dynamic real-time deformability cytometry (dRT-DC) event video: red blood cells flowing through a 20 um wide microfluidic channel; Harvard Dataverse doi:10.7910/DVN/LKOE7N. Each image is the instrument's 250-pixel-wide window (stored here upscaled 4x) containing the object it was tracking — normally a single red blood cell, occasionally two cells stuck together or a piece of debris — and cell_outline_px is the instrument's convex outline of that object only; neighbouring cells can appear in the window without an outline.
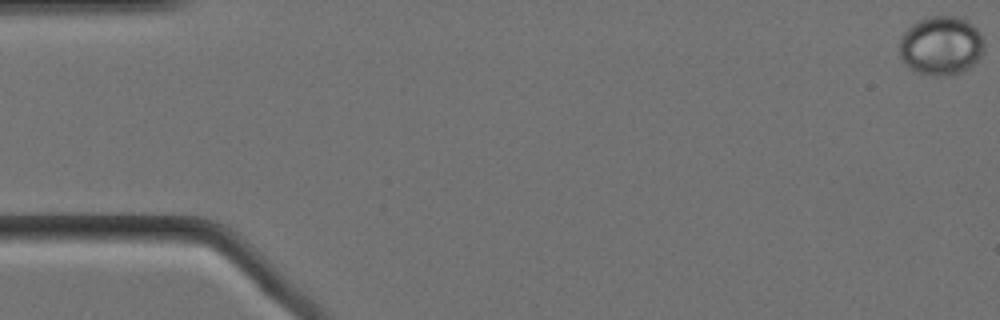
{"species": "Egyptian fruit bat (a non-hibernating species)", "species_latin": "Rousettus aegyptiacus", "temperature_condition": "cold", "stored_images_in_passage": 59, "camera_frame_rate_fps": 3000, "um_per_image_px": 0.085, "animal": {"sex": "female"}, "frame": {"image": 1, "passage_image": 1, "time_ms": 0.0, "image_size_px": [1000, 320], "cell_outline_px": [[984, 52], [968, 68], [956, 76], [932, 76], [916, 72], [908, 68], [904, 64], [900, 56], [900, 40], [904, 32], [912, 24], [928, 16], [960, 16], [968, 20], [980, 32], [984, 40]], "centroid_in_image_um": [80.0, 3.89], "position_along_channel_um": 5.0, "area_um2": 29.59}}
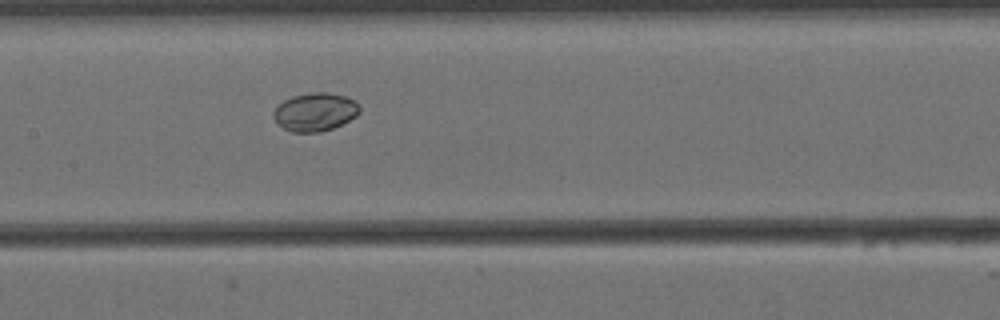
{"frame": {"image": 2, "passage_image": 28, "time_ms": 9.0, "image_size_px": [1000, 320], "cell_outline_px": [[360, 112], [356, 116], [332, 128], [320, 132], [292, 132], [276, 124], [272, 116], [272, 112], [284, 100], [292, 96], [312, 92], [328, 92], [344, 96], [360, 104]], "centroid_in_image_um": [26.75, 9.51], "position_along_channel_um": 180.6, "area_um2": 19.19}}
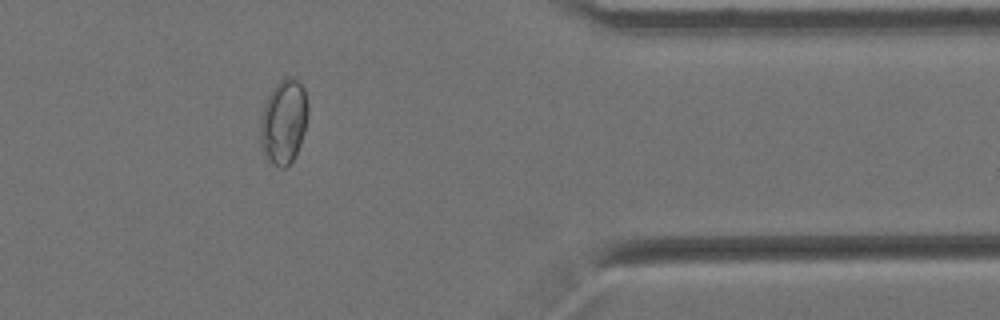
{"frame": {"image": 3, "passage_image": 48, "time_ms": 15.667, "image_size_px": [1000, 320], "cell_outline_px": [[308, 116], [304, 132], [300, 144], [292, 160], [284, 168], [280, 168], [272, 164], [264, 156], [260, 148], [260, 116], [264, 104], [272, 88], [284, 76], [296, 76], [304, 88], [308, 104]], "centroid_in_image_um": [24.1, 10.31], "position_along_channel_um": 387.3, "area_um2": 23.99}}